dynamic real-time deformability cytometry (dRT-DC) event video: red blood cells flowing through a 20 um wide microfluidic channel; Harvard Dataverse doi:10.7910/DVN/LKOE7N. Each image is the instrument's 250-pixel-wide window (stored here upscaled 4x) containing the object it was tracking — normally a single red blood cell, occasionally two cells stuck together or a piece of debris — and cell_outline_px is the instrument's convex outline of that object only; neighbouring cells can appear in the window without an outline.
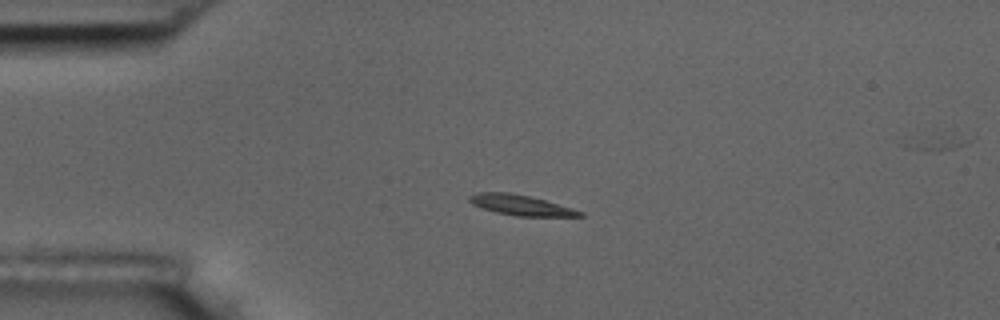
{"species": "common noctule bat (a hibernating species)", "species_latin": "Nyctalus noctula", "temperature_condition": "room temperature", "stored_images_in_passage": 3, "segment_of_instrument_passage": [1, 2], "camera_frame_rate_fps": 3000, "um_per_image_px": 0.085, "animal": {"sex": "male", "body_mass_g": 17.5, "forearm_length_mm": 52.3}, "frame": {"image": 1, "passage_image": 1, "time_ms": 0.0, "image_size_px": [1000, 320], "cell_outline_px": [[584, 216], [516, 216], [496, 212], [472, 204], [468, 200], [468, 196], [476, 192], [508, 192], [528, 196], [544, 200], [572, 208], [584, 212]], "centroid_in_image_um": [44.24, 17.43], "position_along_channel_um": 40.8, "area_um2": 12.95}}